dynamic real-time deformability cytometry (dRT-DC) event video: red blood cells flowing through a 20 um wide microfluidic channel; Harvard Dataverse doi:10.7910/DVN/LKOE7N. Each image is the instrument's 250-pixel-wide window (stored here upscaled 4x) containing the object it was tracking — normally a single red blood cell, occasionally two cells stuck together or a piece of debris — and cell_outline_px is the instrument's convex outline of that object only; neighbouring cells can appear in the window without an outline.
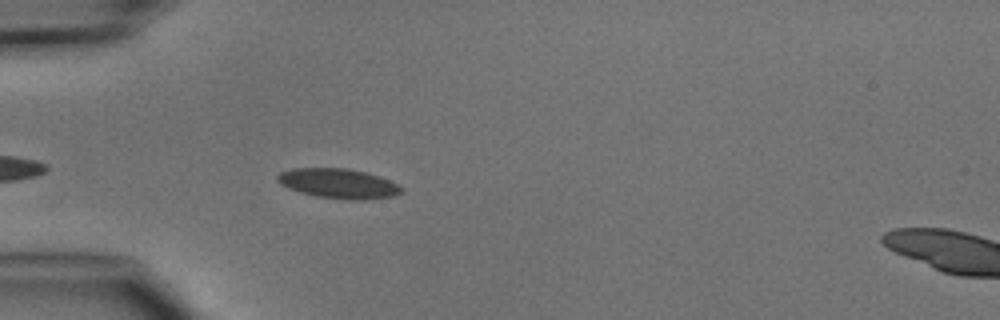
{"species": "common noctule bat (a hibernating species)", "species_latin": "Nyctalus noctula", "temperature_condition": "cold", "stored_images_in_passage": 5, "camera_frame_rate_fps": 3000, "um_per_image_px": 0.085, "animal": {"sex": "male", "body_mass_g": 15.6}, "frame": {"image": 1, "passage_image": 5, "time_ms": 4.667, "image_size_px": [1000, 320], "cell_outline_px": [[404, 192], [392, 196], [360, 200], [348, 200], [316, 196], [300, 192], [288, 188], [280, 184], [276, 180], [276, 176], [280, 172], [292, 168], [348, 168], [380, 176], [404, 188]], "centroid_in_image_um": [28.74, 15.59], "position_along_channel_um": 56.3, "area_um2": 21.56}}